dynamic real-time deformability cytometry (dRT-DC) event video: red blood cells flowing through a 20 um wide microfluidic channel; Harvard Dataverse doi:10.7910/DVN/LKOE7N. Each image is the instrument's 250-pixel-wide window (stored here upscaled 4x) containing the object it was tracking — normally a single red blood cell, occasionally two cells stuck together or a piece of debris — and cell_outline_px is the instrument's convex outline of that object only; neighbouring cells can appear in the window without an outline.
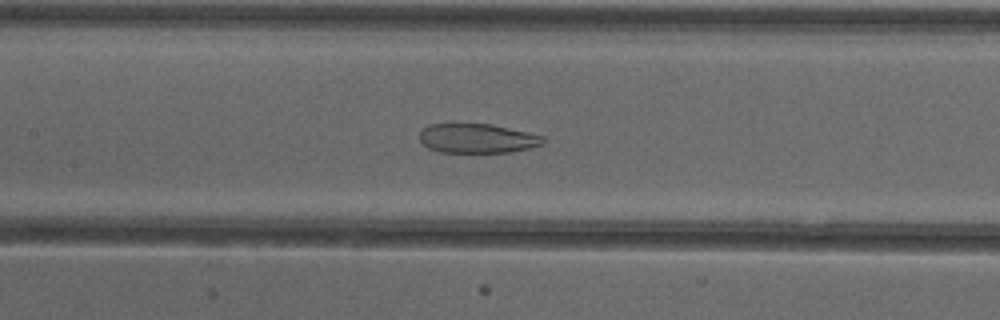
{"species": "common noctule bat (a hibernating species)", "species_latin": "Nyctalus noctula", "temperature_condition": "cold", "stored_images_in_passage": 41, "camera_frame_rate_fps": 3000, "um_per_image_px": 0.085, "animal": {"sex": "female"}, "frame": {"image": 1, "passage_image": 25, "time_ms": 8.0, "image_size_px": [1000, 320], "cell_outline_px": [[544, 144], [512, 152], [440, 152], [428, 148], [420, 140], [420, 132], [428, 124], [492, 124], [528, 132], [544, 136]], "centroid_in_image_um": [40.58, 11.76], "position_along_channel_um": 166.8, "area_um2": 21.1}}
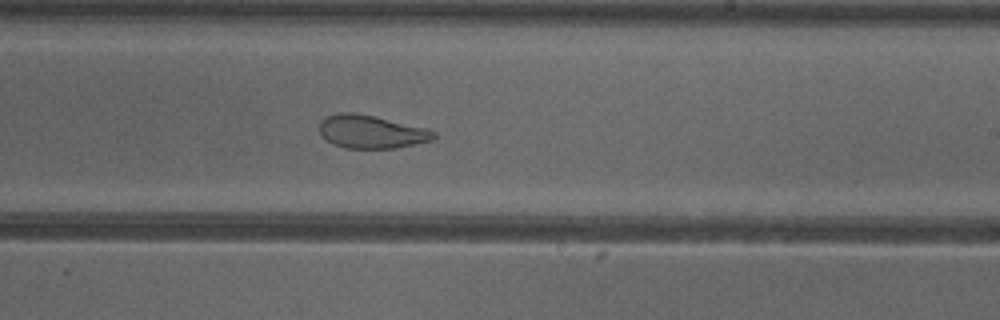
{"frame": {"image": 2, "passage_image": 32, "time_ms": 10.333, "image_size_px": [1000, 320], "cell_outline_px": [[436, 136], [432, 140], [396, 148], [344, 148], [332, 144], [320, 136], [320, 120], [324, 116], [340, 112], [352, 112], [376, 116], [428, 128], [436, 132]], "centroid_in_image_um": [31.53, 11.19], "position_along_channel_um": 257.5, "area_um2": 22.43}}
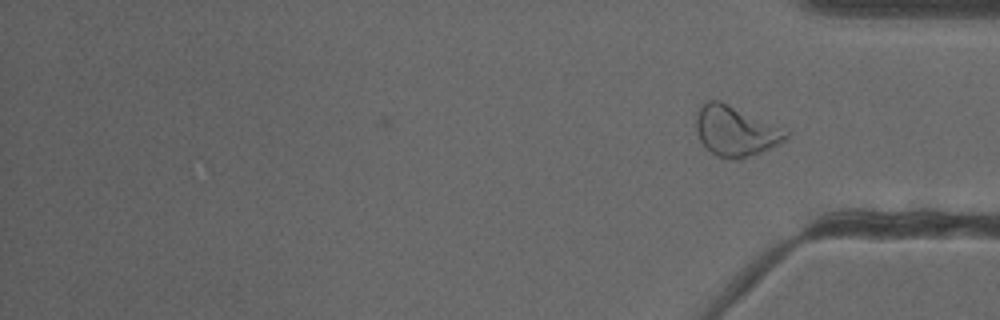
{"frame": {"image": 3, "passage_image": 41, "time_ms": 13.333, "image_size_px": [1000, 320], "cell_outline_px": [[788, 136], [780, 144], [740, 160], [732, 160], [716, 156], [700, 140], [696, 132], [696, 116], [700, 108], [708, 100], [720, 100], [788, 128]], "centroid_in_image_um": [62.57, 11.13], "position_along_channel_um": 372.6, "area_um2": 26.65}, "authors_computed_cell_mechanics": {"area_um2": 26.6458, "velocity_mm_per_s": 3.8932, "shape_relaxation_time_tau1_ms": null, "shape_relaxation_time_tau2_ms": 2.0258, "deformation_change_tau1": null, "deformation_change_tau2": 0.0935}}